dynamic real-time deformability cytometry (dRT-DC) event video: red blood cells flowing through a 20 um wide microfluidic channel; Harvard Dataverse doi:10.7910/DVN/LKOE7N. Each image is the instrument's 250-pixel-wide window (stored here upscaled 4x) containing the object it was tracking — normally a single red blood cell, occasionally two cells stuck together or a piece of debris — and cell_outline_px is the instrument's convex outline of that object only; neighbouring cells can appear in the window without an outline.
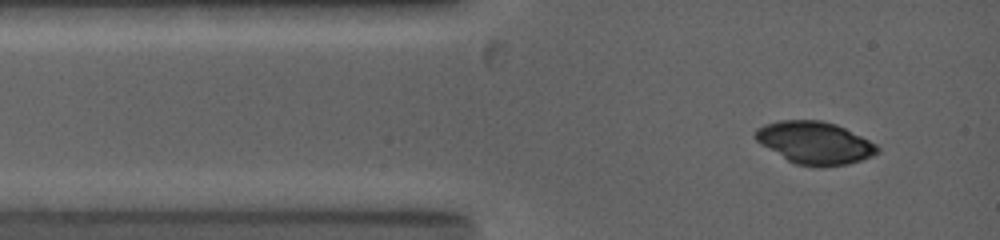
{"species": "common noctule bat (a hibernating species)", "species_latin": "Nyctalus noctula", "temperature_condition": "warm", "stored_images_in_passage": 3, "camera_frame_rate_fps": 5000, "um_per_image_px": 0.085, "animal": {"sex": "female", "body_mass_g": 19.0, "forearm_length_mm": 53.3}, "frame": {"image": 1, "passage_image": 2, "time_ms": 0.8, "image_size_px": [1000, 240], "cell_outline_px": [[880, 152], [860, 160], [848, 164], [824, 168], [820, 168], [796, 164], [788, 160], [760, 144], [752, 136], [756, 128], [764, 124], [780, 120], [820, 120], [836, 124], [876, 144], [880, 148]], "centroid_in_image_um": [69.22, 12.14], "position_along_channel_um": 15.8, "area_um2": 30.29}}